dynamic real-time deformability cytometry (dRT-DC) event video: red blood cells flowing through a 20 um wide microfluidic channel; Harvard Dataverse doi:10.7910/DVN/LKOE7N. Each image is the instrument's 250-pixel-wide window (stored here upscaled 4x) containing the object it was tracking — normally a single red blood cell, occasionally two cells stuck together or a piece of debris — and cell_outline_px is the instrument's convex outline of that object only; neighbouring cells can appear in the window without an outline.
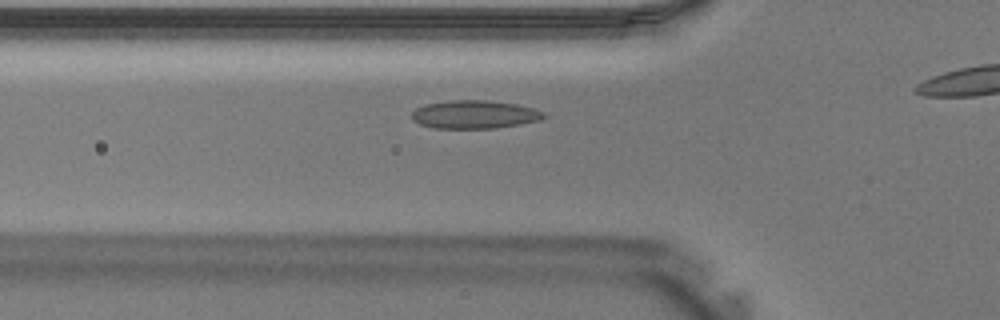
{"species": "Egyptian fruit bat (a non-hibernating species)", "species_latin": "Rousettus aegyptiacus", "temperature_condition": "warm", "stored_images_in_passage": 28, "camera_frame_rate_fps": 3000, "um_per_image_px": 0.085, "animal": {"sex": "male"}, "frame": {"image": 1, "passage_image": 9, "time_ms": 2.667, "image_size_px": [1000, 320], "cell_outline_px": [[548, 116], [540, 120], [520, 124], [496, 128], [432, 128], [420, 124], [412, 120], [412, 112], [416, 108], [424, 104], [448, 100], [484, 100], [516, 104], [532, 108], [544, 112]], "centroid_in_image_um": [40.32, 9.73], "position_along_channel_um": 85.5, "area_um2": 21.79}}
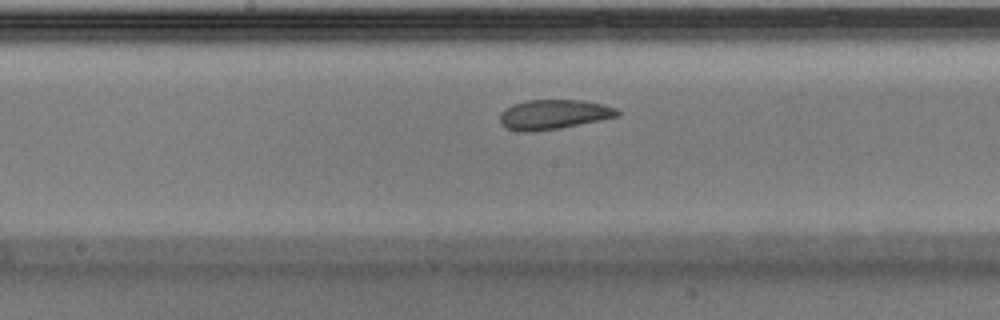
{"frame": {"image": 2, "passage_image": 16, "time_ms": 5.0, "image_size_px": [1000, 320], "cell_outline_px": [[620, 116], [560, 128], [532, 132], [520, 132], [504, 128], [500, 124], [500, 112], [504, 108], [512, 104], [528, 100], [580, 100], [604, 104], [616, 108], [620, 112]], "centroid_in_image_um": [47.02, 9.73], "position_along_channel_um": 201.2, "area_um2": 20.58}}